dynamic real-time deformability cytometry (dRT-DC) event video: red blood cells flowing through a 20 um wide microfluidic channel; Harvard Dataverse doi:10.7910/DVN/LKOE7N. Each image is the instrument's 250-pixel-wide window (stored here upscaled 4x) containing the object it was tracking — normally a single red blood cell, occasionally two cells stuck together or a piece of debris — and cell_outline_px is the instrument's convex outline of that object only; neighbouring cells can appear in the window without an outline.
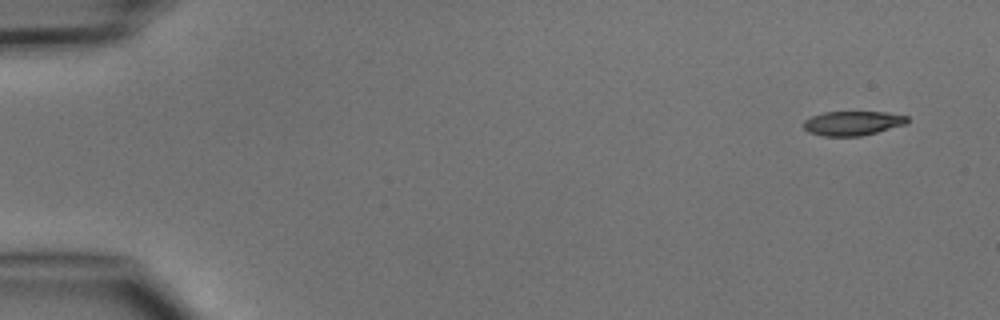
{"species": "common noctule bat (a hibernating species)", "species_latin": "Nyctalus noctula", "temperature_condition": "cold", "stored_images_in_passage": 4, "camera_frame_rate_fps": 3000, "um_per_image_px": 0.085, "animal": {"sex": "male", "body_mass_g": 15.6}, "frame": {"image": 1, "passage_image": 1, "time_ms": 0.0, "image_size_px": [1000, 320], "cell_outline_px": [[908, 124], [860, 136], [824, 136], [808, 132], [804, 128], [804, 120], [812, 116], [824, 112], [884, 112], [908, 116]], "centroid_in_image_um": [72.48, 10.47], "position_along_channel_um": 12.5, "area_um2": 14.68}}
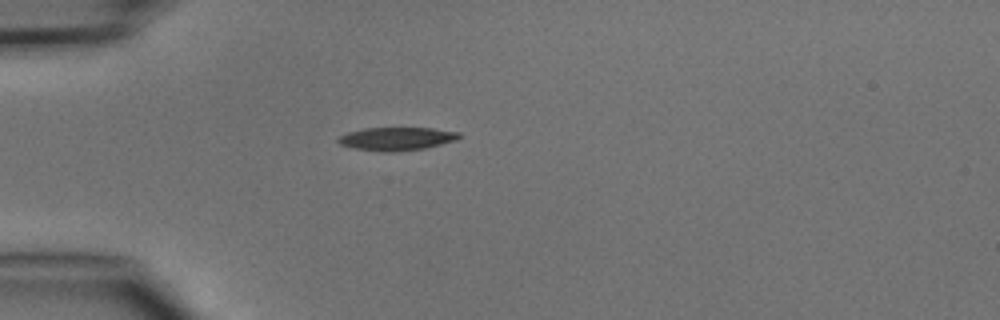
{"frame": {"image": 2, "passage_image": 4, "time_ms": 3.667, "image_size_px": [1000, 320], "cell_outline_px": [[460, 136], [456, 140], [424, 148], [396, 152], [384, 152], [356, 148], [340, 144], [336, 140], [340, 136], [348, 132], [364, 128], [432, 128], [460, 132]], "centroid_in_image_um": [33.71, 11.79], "position_along_channel_um": 51.3, "area_um2": 16.18}}